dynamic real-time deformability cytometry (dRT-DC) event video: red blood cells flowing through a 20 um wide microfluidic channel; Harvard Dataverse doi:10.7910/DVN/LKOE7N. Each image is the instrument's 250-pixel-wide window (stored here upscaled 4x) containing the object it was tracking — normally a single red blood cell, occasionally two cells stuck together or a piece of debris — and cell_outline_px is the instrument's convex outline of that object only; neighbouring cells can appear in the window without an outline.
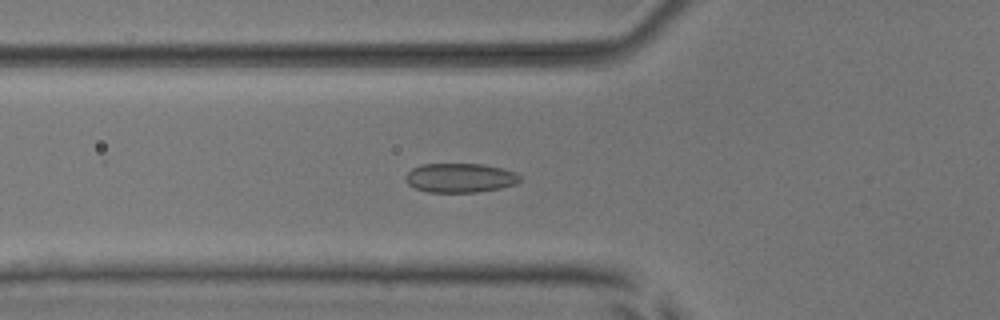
{"species": "common noctule bat (a hibernating species)", "species_latin": "Nyctalus noctula", "temperature_condition": "room temperature", "stored_images_in_passage": 55, "camera_frame_rate_fps": 3000, "um_per_image_px": 0.085, "animal": {"sex": "male", "body_mass_g": 17.9, "forearm_length_mm": 54.2}, "frame": {"image": 1, "passage_image": 20, "time_ms": 6.333, "image_size_px": [1000, 320], "cell_outline_px": [[520, 180], [516, 184], [500, 188], [476, 192], [428, 192], [416, 188], [408, 184], [404, 180], [404, 176], [412, 168], [420, 164], [480, 164], [500, 168], [516, 172], [520, 176]], "centroid_in_image_um": [39.07, 15.12], "position_along_channel_um": 86.7, "area_um2": 19.48}}
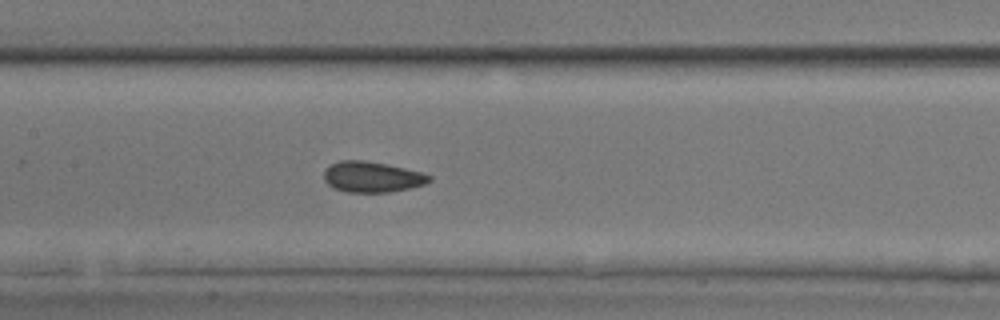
{"frame": {"image": 2, "passage_image": 27, "time_ms": 8.667, "image_size_px": [1000, 320], "cell_outline_px": [[432, 180], [424, 184], [408, 188], [388, 192], [348, 192], [336, 188], [328, 184], [324, 180], [324, 168], [340, 160], [364, 160], [388, 164], [420, 172], [432, 176]], "centroid_in_image_um": [31.61, 15.02], "position_along_channel_um": 175.8, "area_um2": 18.73}}
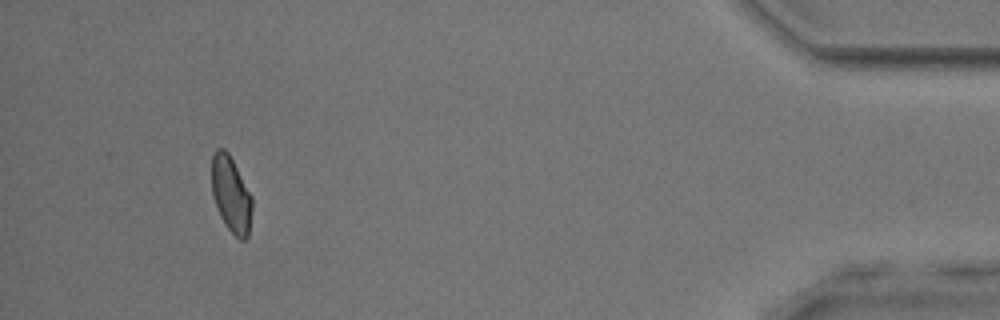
{"frame": {"image": 3, "passage_image": 51, "time_ms": 16.667, "image_size_px": [1000, 320], "cell_outline_px": [[252, 208], [248, 236], [244, 240], [240, 240], [224, 224], [220, 216], [212, 196], [212, 156], [216, 148], [224, 148], [228, 152], [252, 196]], "centroid_in_image_um": [19.63, 16.52], "position_along_channel_um": 415.6, "area_um2": 17.86}, "authors_computed_cell_mechanics": {"area_um2": 18.6116, "velocity_mm_per_s": 3.8115, "shape_relaxation_time_tau1_ms": 5.4292, "shape_relaxation_time_tau2_ms": 2.0063, "deformation_change_tau1": 0.0998, "deformation_change_tau2": 0.0548}}